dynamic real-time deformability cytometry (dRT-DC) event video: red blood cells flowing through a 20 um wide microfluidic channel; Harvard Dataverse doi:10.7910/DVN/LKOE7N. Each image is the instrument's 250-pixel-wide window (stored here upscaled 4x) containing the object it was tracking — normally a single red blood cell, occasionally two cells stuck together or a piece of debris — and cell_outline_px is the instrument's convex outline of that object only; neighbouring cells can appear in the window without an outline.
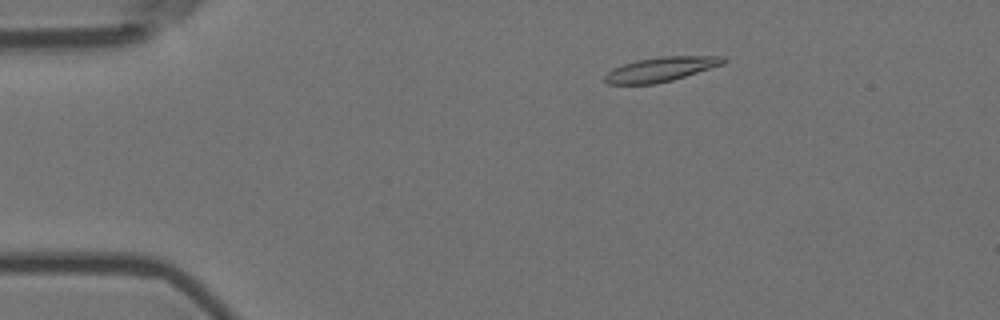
{"species": "Egyptian fruit bat (a non-hibernating species)", "species_latin": "Rousettus aegyptiacus", "temperature_condition": "room temperature", "stored_images_in_passage": 54, "camera_frame_rate_fps": 3000, "um_per_image_px": 0.085, "animal": {"sex": "female"}, "frame": {"image": 1, "passage_image": 7, "time_ms": 2.0, "image_size_px": [1000, 320], "cell_outline_px": [[728, 60], [724, 64], [672, 80], [656, 84], [608, 84], [604, 80], [604, 76], [608, 72], [624, 64], [636, 60], [660, 56], [724, 56]], "centroid_in_image_um": [56.21, 5.88], "position_along_channel_um": 28.8, "area_um2": 16.82}}
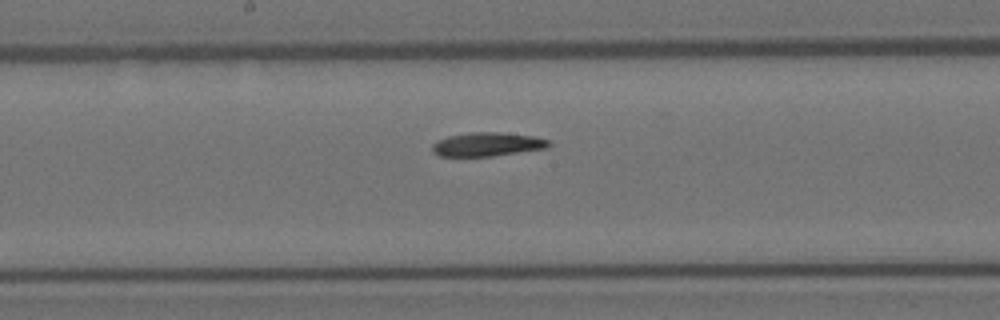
{"frame": {"image": 2, "passage_image": 27, "time_ms": 8.667, "image_size_px": [1000, 320], "cell_outline_px": [[552, 144], [548, 148], [492, 156], [440, 156], [432, 152], [432, 144], [436, 140], [448, 136], [472, 132], [500, 132], [532, 136], [552, 140]], "centroid_in_image_um": [41.44, 12.26], "position_along_channel_um": 206.8, "area_um2": 16.3}}
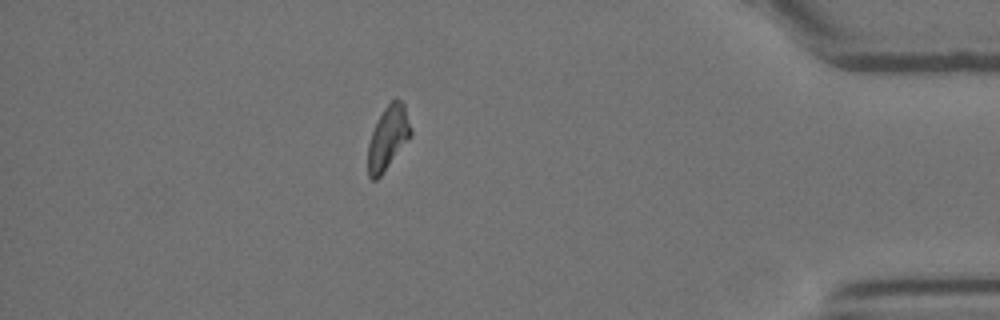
{"frame": {"image": 3, "passage_image": 47, "time_ms": 15.333, "image_size_px": [1000, 320], "cell_outline_px": [[412, 136], [380, 176], [376, 180], [372, 180], [368, 176], [368, 144], [372, 132], [384, 108], [396, 96], [404, 104], [412, 128]], "centroid_in_image_um": [33.0, 11.7], "position_along_channel_um": 402.2, "area_um2": 15.84}}